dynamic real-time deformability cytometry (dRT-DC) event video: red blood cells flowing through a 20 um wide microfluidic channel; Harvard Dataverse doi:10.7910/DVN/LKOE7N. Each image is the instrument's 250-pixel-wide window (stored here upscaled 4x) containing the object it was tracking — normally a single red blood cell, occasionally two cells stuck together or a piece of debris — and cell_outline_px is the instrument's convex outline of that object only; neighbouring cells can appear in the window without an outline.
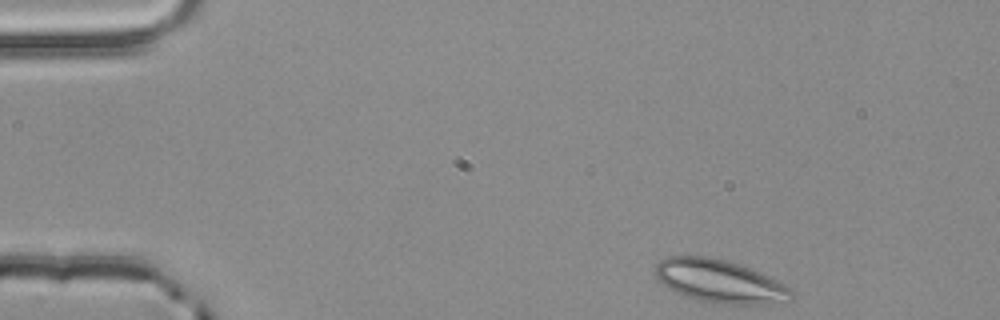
{"species": "common noctule bat (a hibernating species)", "species_latin": "Nyctalus noctula", "temperature_condition": "room temperature", "stored_images_in_passage": 48, "camera_frame_rate_fps": 3000, "um_per_image_px": 0.085, "animal": {"sex": "male", "body_mass_g": 20.4}, "frame": {"image": 1, "passage_image": 1, "time_ms": 0.0, "image_size_px": [1000, 320], "cell_outline_px": [[792, 300], [784, 304], [720, 304], [696, 300], [676, 292], [656, 280], [656, 264], [660, 260], [668, 256], [704, 256], [724, 260], [740, 264], [772, 276], [792, 288]], "centroid_in_image_um": [61.25, 23.92], "position_along_channel_um": 23.8, "area_um2": 34.68}}
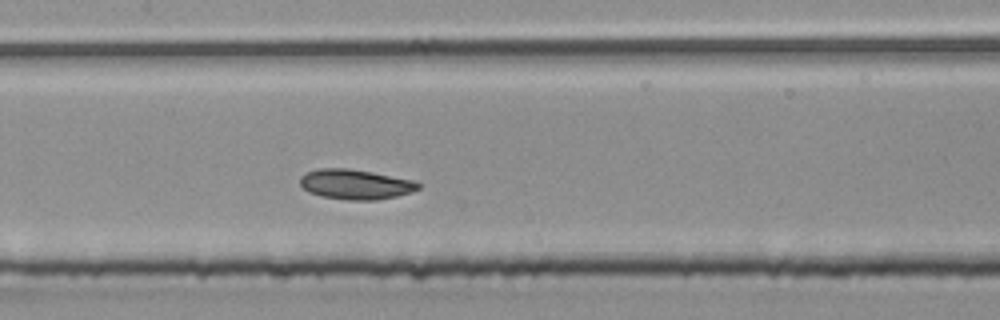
{"frame": {"image": 2, "passage_image": 20, "time_ms": 6.333, "image_size_px": [1000, 320], "cell_outline_px": [[424, 184], [420, 188], [412, 192], [396, 196], [376, 200], [348, 200], [320, 196], [308, 192], [300, 184], [300, 176], [316, 168], [348, 168], [372, 172], [412, 180]], "centroid_in_image_um": [30.22, 15.67], "position_along_channel_um": 177.2, "area_um2": 20.75}}
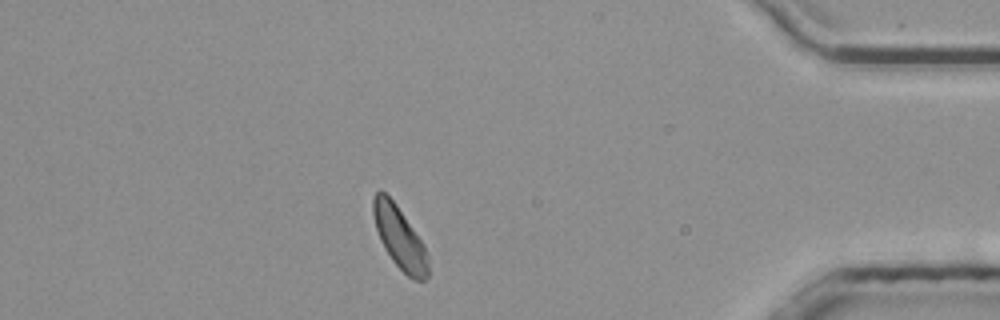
{"frame": {"image": 3, "passage_image": 41, "time_ms": 13.333, "image_size_px": [1000, 320], "cell_outline_px": [[428, 276], [424, 280], [416, 280], [408, 276], [392, 260], [384, 248], [380, 240], [376, 228], [372, 212], [372, 196], [380, 188], [396, 204], [424, 244], [428, 256]], "centroid_in_image_um": [33.95, 20.18], "position_along_channel_um": 401.3, "area_um2": 19.83}, "authors_computed_cell_mechanics": {"area_um2": 20.23, "velocity_mm_per_s": 3.8068, "shape_relaxation_time_tau1_ms": 2.9611, "shape_relaxation_time_tau2_ms": null, "deformation_change_tau1": 0.0659, "deformation_change_tau2": null}}